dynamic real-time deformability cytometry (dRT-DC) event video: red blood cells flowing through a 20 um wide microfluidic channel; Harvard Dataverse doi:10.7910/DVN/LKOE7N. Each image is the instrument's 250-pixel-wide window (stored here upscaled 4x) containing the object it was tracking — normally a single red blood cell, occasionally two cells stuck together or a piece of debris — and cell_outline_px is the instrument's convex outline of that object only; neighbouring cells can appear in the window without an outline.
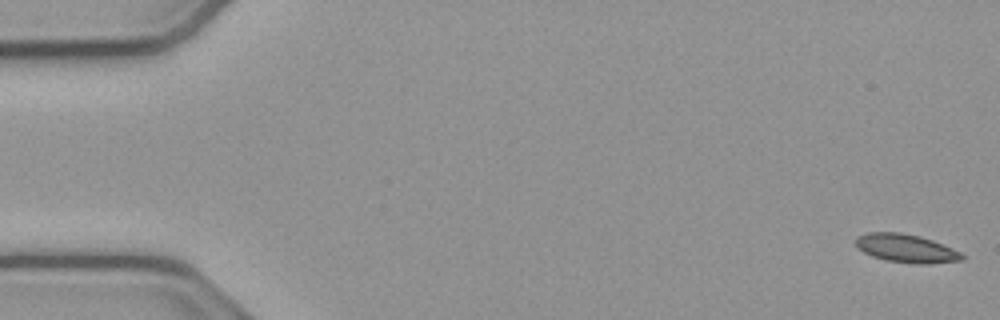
{"species": "common noctule bat (a hibernating species)", "species_latin": "Nyctalus noctula", "temperature_condition": "cold", "stored_images_in_passage": 55, "camera_frame_rate_fps": 3000, "um_per_image_px": 0.085, "animal": {"sex": "male", "body_mass_g": 23.1, "forearm_length_mm": 52.7}, "frame": {"image": 1, "passage_image": 1, "time_ms": 0.0, "image_size_px": [1000, 320], "cell_outline_px": [[964, 260], [928, 264], [920, 264], [888, 260], [872, 256], [864, 252], [856, 244], [856, 236], [868, 232], [900, 232], [920, 236], [932, 240], [952, 248], [960, 252], [964, 256]], "centroid_in_image_um": [77.04, 21.1], "position_along_channel_um": 8.0, "area_um2": 17.4}}
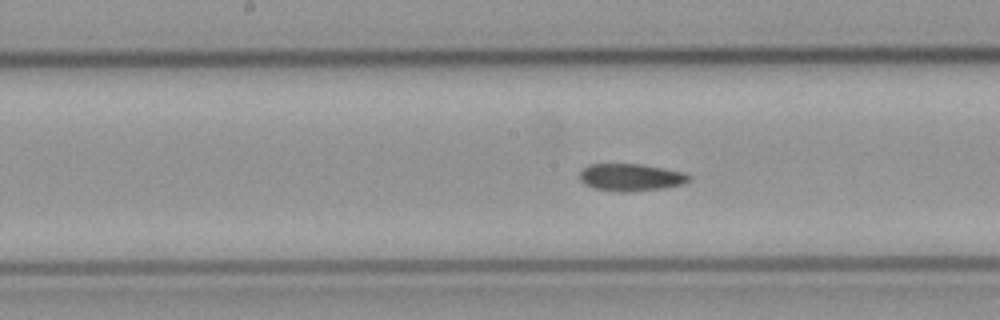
{"frame": {"image": 2, "passage_image": 27, "time_ms": 8.667, "image_size_px": [1000, 320], "cell_outline_px": [[692, 180], [684, 184], [664, 188], [632, 192], [620, 192], [592, 188], [584, 184], [580, 180], [580, 172], [588, 164], [640, 164], [664, 168], [684, 172], [692, 176]], "centroid_in_image_um": [53.65, 15.08], "position_along_channel_um": 194.5, "area_um2": 17.69}}
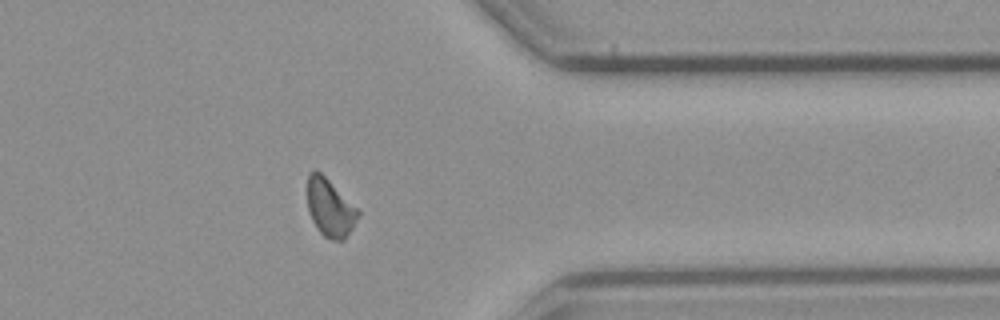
{"frame": {"image": 3, "passage_image": 43, "time_ms": 14.0, "image_size_px": [1000, 320], "cell_outline_px": [[360, 212], [352, 228], [344, 240], [332, 240], [324, 236], [316, 228], [312, 220], [308, 208], [308, 172], [316, 168]], "centroid_in_image_um": [28.02, 17.67], "position_along_channel_um": 383.4, "area_um2": 16.65}, "authors_computed_cell_mechanics": {"area_um2": 17.34, "velocity_mm_per_s": 3.7894, "shape_relaxation_time_tau1_ms": null, "shape_relaxation_time_tau2_ms": 2.7055, "deformation_change_tau1": null, "deformation_change_tau2": 0.0651}}